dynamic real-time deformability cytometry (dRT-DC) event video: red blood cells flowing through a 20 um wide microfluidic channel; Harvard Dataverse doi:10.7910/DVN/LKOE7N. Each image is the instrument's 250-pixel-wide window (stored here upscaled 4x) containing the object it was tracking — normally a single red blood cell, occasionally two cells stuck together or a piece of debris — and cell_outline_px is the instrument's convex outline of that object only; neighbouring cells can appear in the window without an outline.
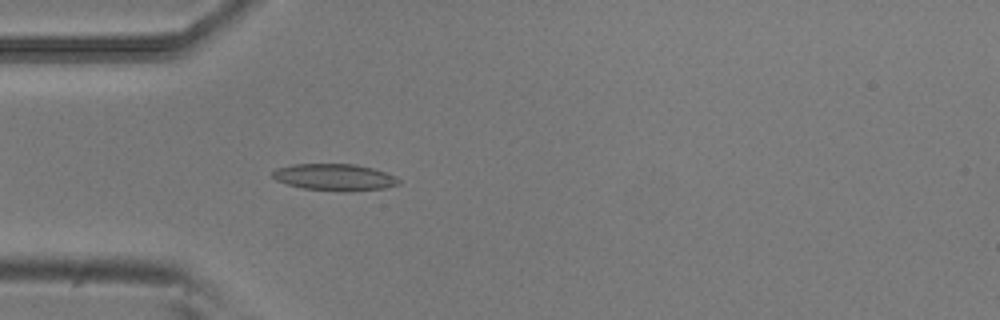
{"species": "common noctule bat (a hibernating species)", "species_latin": "Nyctalus noctula", "temperature_condition": "room temperature", "stored_images_in_passage": 29, "camera_frame_rate_fps": 3000, "um_per_image_px": 0.085, "animal": {"sex": "male", "body_mass_g": 20.5, "forearm_length_mm": 52.5}, "frame": {"image": 1, "passage_image": 3, "time_ms": 0.667, "image_size_px": [1000, 320], "cell_outline_px": [[400, 184], [384, 188], [344, 192], [304, 188], [288, 184], [276, 180], [272, 176], [272, 172], [276, 168], [292, 164], [356, 164], [372, 168], [396, 176], [400, 180]], "centroid_in_image_um": [28.45, 15.06], "position_along_channel_um": 56.6, "area_um2": 19.65}}
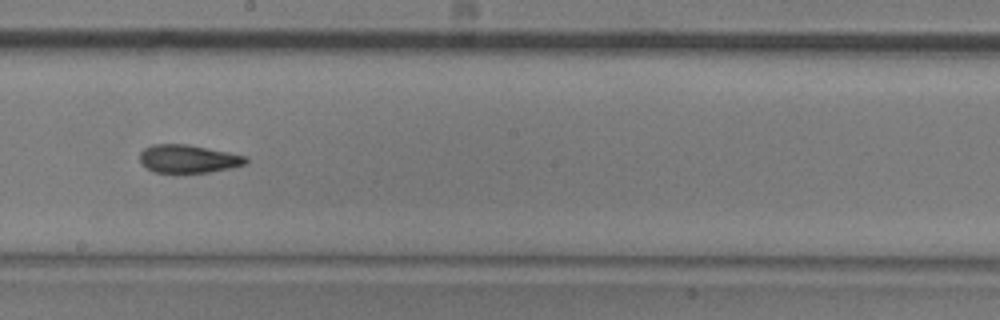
{"frame": {"image": 2, "passage_image": 17, "time_ms": 5.333, "image_size_px": [1000, 320], "cell_outline_px": [[248, 164], [208, 172], [152, 172], [140, 164], [140, 152], [144, 148], [152, 144], [188, 144], [248, 156]], "centroid_in_image_um": [15.99, 13.49], "position_along_channel_um": 232.2, "area_um2": 17.46}}
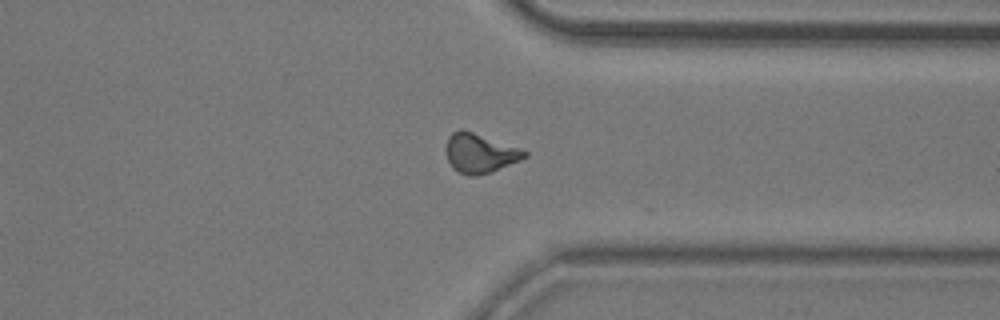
{"frame": {"image": 3, "passage_image": 28, "time_ms": 9.0, "image_size_px": [1000, 320], "cell_outline_px": [[528, 156], [520, 160], [492, 172], [476, 176], [468, 176], [452, 168], [448, 160], [448, 136], [452, 132], [460, 128], [520, 148], [528, 152]], "centroid_in_image_um": [40.81, 13.03], "position_along_channel_um": 370.6, "area_um2": 17.74}, "authors_computed_cell_mechanics": {"area_um2": 17.7446, "velocity_mm_per_s": 3.8343, "shape_relaxation_time_tau1_ms": 6.6983, "shape_relaxation_time_tau2_ms": 2.2439, "deformation_change_tau1": 0.1799, "deformation_change_tau2": 0.0881}}